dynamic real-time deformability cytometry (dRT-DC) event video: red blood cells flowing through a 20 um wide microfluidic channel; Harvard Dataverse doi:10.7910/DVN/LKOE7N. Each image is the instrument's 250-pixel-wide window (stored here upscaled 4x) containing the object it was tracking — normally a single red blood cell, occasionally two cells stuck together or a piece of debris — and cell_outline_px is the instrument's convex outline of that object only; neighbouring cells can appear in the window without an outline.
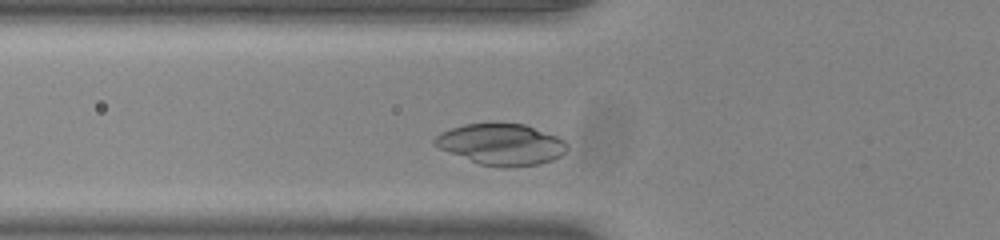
{"species": "common noctule bat (a hibernating species)", "species_latin": "Nyctalus noctula", "temperature_condition": "room temperature", "stored_images_in_passage": 33, "camera_frame_rate_fps": 3000, "um_per_image_px": 0.085, "animal": {"sex": "male", "body_mass_g": 20.0, "forearm_length_mm": 53.3}, "frame": {"image": 1, "passage_image": 6, "time_ms": 1.667, "image_size_px": [1000, 240], "cell_outline_px": [[568, 148], [560, 156], [552, 160], [540, 164], [508, 168], [504, 168], [480, 164], [440, 148], [432, 144], [432, 140], [440, 132], [464, 124], [524, 124], [556, 136], [564, 140], [568, 144]], "centroid_in_image_um": [42.62, 12.28], "position_along_channel_um": 83.2, "area_um2": 31.56}}
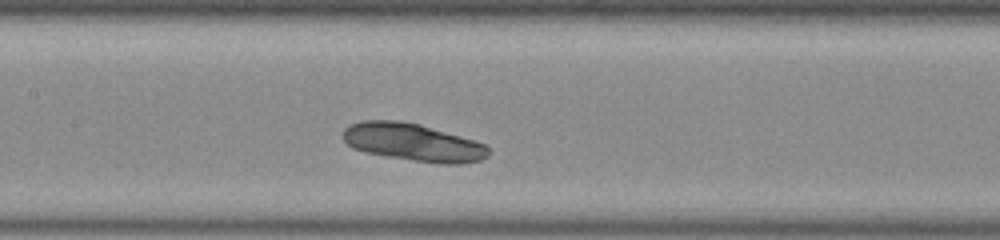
{"frame": {"image": 2, "passage_image": 13, "time_ms": 4.0, "image_size_px": [1000, 240], "cell_outline_px": [[488, 156], [480, 160], [460, 164], [444, 164], [412, 160], [364, 152], [352, 148], [340, 136], [344, 128], [360, 120], [400, 120], [420, 124], [476, 140], [484, 144], [488, 148]], "centroid_in_image_um": [35.08, 12.08], "position_along_channel_um": 172.3, "area_um2": 32.08}}
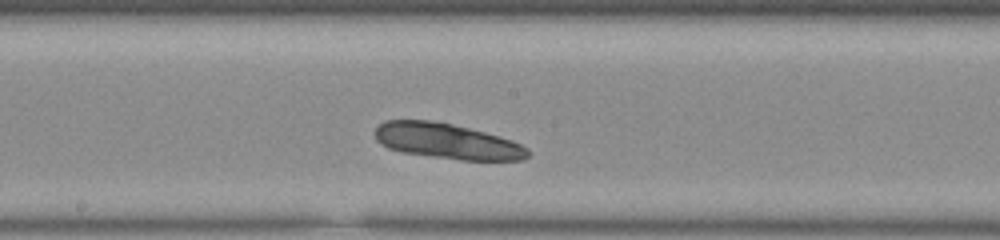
{"frame": {"image": 3, "passage_image": 16, "time_ms": 5.0, "image_size_px": [1000, 240], "cell_outline_px": [[528, 156], [524, 160], [460, 160], [400, 152], [388, 148], [380, 144], [376, 140], [376, 128], [384, 120], [432, 120], [452, 124], [500, 136], [512, 140], [528, 148]], "centroid_in_image_um": [37.99, 12.0], "position_along_channel_um": 210.2, "area_um2": 31.62}}